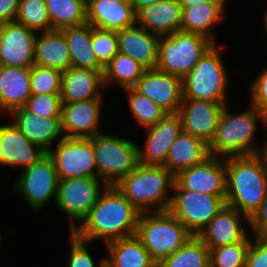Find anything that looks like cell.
<instances>
[{
	"label": "cell",
	"mask_w": 267,
	"mask_h": 267,
	"mask_svg": "<svg viewBox=\"0 0 267 267\" xmlns=\"http://www.w3.org/2000/svg\"><path fill=\"white\" fill-rule=\"evenodd\" d=\"M140 214L115 185H107L73 233L89 245L96 240L106 244L136 235Z\"/></svg>",
	"instance_id": "6da1fadb"
},
{
	"label": "cell",
	"mask_w": 267,
	"mask_h": 267,
	"mask_svg": "<svg viewBox=\"0 0 267 267\" xmlns=\"http://www.w3.org/2000/svg\"><path fill=\"white\" fill-rule=\"evenodd\" d=\"M225 204L248 218L267 197V168L259 154L225 157Z\"/></svg>",
	"instance_id": "7a4b0ae2"
},
{
	"label": "cell",
	"mask_w": 267,
	"mask_h": 267,
	"mask_svg": "<svg viewBox=\"0 0 267 267\" xmlns=\"http://www.w3.org/2000/svg\"><path fill=\"white\" fill-rule=\"evenodd\" d=\"M227 105L222 110L215 136L209 145L210 155L225 158L259 154L261 143L258 145L255 140L260 122L266 129L265 115L251 105L238 114H231Z\"/></svg>",
	"instance_id": "3957f363"
},
{
	"label": "cell",
	"mask_w": 267,
	"mask_h": 267,
	"mask_svg": "<svg viewBox=\"0 0 267 267\" xmlns=\"http://www.w3.org/2000/svg\"><path fill=\"white\" fill-rule=\"evenodd\" d=\"M174 181L164 166L139 164L115 186L140 213H150L168 211Z\"/></svg>",
	"instance_id": "277c9868"
},
{
	"label": "cell",
	"mask_w": 267,
	"mask_h": 267,
	"mask_svg": "<svg viewBox=\"0 0 267 267\" xmlns=\"http://www.w3.org/2000/svg\"><path fill=\"white\" fill-rule=\"evenodd\" d=\"M224 48L226 45H212L193 69L182 78L183 99L228 104L230 78L220 51L225 50Z\"/></svg>",
	"instance_id": "5b68a950"
},
{
	"label": "cell",
	"mask_w": 267,
	"mask_h": 267,
	"mask_svg": "<svg viewBox=\"0 0 267 267\" xmlns=\"http://www.w3.org/2000/svg\"><path fill=\"white\" fill-rule=\"evenodd\" d=\"M136 236L157 265L175 253L193 235L169 211L141 213Z\"/></svg>",
	"instance_id": "8992f818"
},
{
	"label": "cell",
	"mask_w": 267,
	"mask_h": 267,
	"mask_svg": "<svg viewBox=\"0 0 267 267\" xmlns=\"http://www.w3.org/2000/svg\"><path fill=\"white\" fill-rule=\"evenodd\" d=\"M94 157L101 179L116 185L139 166L138 144L124 137L101 133L92 137Z\"/></svg>",
	"instance_id": "52a82bcc"
},
{
	"label": "cell",
	"mask_w": 267,
	"mask_h": 267,
	"mask_svg": "<svg viewBox=\"0 0 267 267\" xmlns=\"http://www.w3.org/2000/svg\"><path fill=\"white\" fill-rule=\"evenodd\" d=\"M214 44L201 34L181 30L160 36L156 69L183 78Z\"/></svg>",
	"instance_id": "ba28073f"
},
{
	"label": "cell",
	"mask_w": 267,
	"mask_h": 267,
	"mask_svg": "<svg viewBox=\"0 0 267 267\" xmlns=\"http://www.w3.org/2000/svg\"><path fill=\"white\" fill-rule=\"evenodd\" d=\"M168 211L197 236L225 205V197L182 189L173 184Z\"/></svg>",
	"instance_id": "9c48e42d"
},
{
	"label": "cell",
	"mask_w": 267,
	"mask_h": 267,
	"mask_svg": "<svg viewBox=\"0 0 267 267\" xmlns=\"http://www.w3.org/2000/svg\"><path fill=\"white\" fill-rule=\"evenodd\" d=\"M106 186L99 178L82 177L59 180L54 205H57V208L59 207V210L68 216L69 232H73L87 217Z\"/></svg>",
	"instance_id": "30bf717a"
},
{
	"label": "cell",
	"mask_w": 267,
	"mask_h": 267,
	"mask_svg": "<svg viewBox=\"0 0 267 267\" xmlns=\"http://www.w3.org/2000/svg\"><path fill=\"white\" fill-rule=\"evenodd\" d=\"M21 172L19 179L12 184V190L21 194L34 212L42 210L51 200L55 203L59 178L47 153Z\"/></svg>",
	"instance_id": "8fae6325"
},
{
	"label": "cell",
	"mask_w": 267,
	"mask_h": 267,
	"mask_svg": "<svg viewBox=\"0 0 267 267\" xmlns=\"http://www.w3.org/2000/svg\"><path fill=\"white\" fill-rule=\"evenodd\" d=\"M57 145V146H56ZM47 154L54 162L59 180L99 178L91 138L63 137Z\"/></svg>",
	"instance_id": "7c38bea8"
},
{
	"label": "cell",
	"mask_w": 267,
	"mask_h": 267,
	"mask_svg": "<svg viewBox=\"0 0 267 267\" xmlns=\"http://www.w3.org/2000/svg\"><path fill=\"white\" fill-rule=\"evenodd\" d=\"M37 32L16 21L0 24L2 66L27 67L35 64Z\"/></svg>",
	"instance_id": "4fadbf2b"
},
{
	"label": "cell",
	"mask_w": 267,
	"mask_h": 267,
	"mask_svg": "<svg viewBox=\"0 0 267 267\" xmlns=\"http://www.w3.org/2000/svg\"><path fill=\"white\" fill-rule=\"evenodd\" d=\"M175 182L185 190L226 197L225 158L210 156L203 163L179 172Z\"/></svg>",
	"instance_id": "5bb4252c"
},
{
	"label": "cell",
	"mask_w": 267,
	"mask_h": 267,
	"mask_svg": "<svg viewBox=\"0 0 267 267\" xmlns=\"http://www.w3.org/2000/svg\"><path fill=\"white\" fill-rule=\"evenodd\" d=\"M145 129L144 147L138 145L139 163L163 166L171 144L183 131L181 116L178 112L167 113L158 123Z\"/></svg>",
	"instance_id": "9a60e30c"
},
{
	"label": "cell",
	"mask_w": 267,
	"mask_h": 267,
	"mask_svg": "<svg viewBox=\"0 0 267 267\" xmlns=\"http://www.w3.org/2000/svg\"><path fill=\"white\" fill-rule=\"evenodd\" d=\"M103 97L62 103L61 129L66 138H91L101 134L100 120Z\"/></svg>",
	"instance_id": "2e32d148"
},
{
	"label": "cell",
	"mask_w": 267,
	"mask_h": 267,
	"mask_svg": "<svg viewBox=\"0 0 267 267\" xmlns=\"http://www.w3.org/2000/svg\"><path fill=\"white\" fill-rule=\"evenodd\" d=\"M133 88L167 113L179 111L183 100L182 78L157 69H147Z\"/></svg>",
	"instance_id": "e0dca14e"
},
{
	"label": "cell",
	"mask_w": 267,
	"mask_h": 267,
	"mask_svg": "<svg viewBox=\"0 0 267 267\" xmlns=\"http://www.w3.org/2000/svg\"><path fill=\"white\" fill-rule=\"evenodd\" d=\"M225 105L213 101L183 99L178 111L183 131L210 145Z\"/></svg>",
	"instance_id": "ac0fdd59"
},
{
	"label": "cell",
	"mask_w": 267,
	"mask_h": 267,
	"mask_svg": "<svg viewBox=\"0 0 267 267\" xmlns=\"http://www.w3.org/2000/svg\"><path fill=\"white\" fill-rule=\"evenodd\" d=\"M47 152L28 140L11 121L0 125V165L21 170L34 165Z\"/></svg>",
	"instance_id": "d6986e66"
},
{
	"label": "cell",
	"mask_w": 267,
	"mask_h": 267,
	"mask_svg": "<svg viewBox=\"0 0 267 267\" xmlns=\"http://www.w3.org/2000/svg\"><path fill=\"white\" fill-rule=\"evenodd\" d=\"M242 221L249 223V218L225 204L197 236L209 249L240 242L249 233Z\"/></svg>",
	"instance_id": "ffe728a7"
},
{
	"label": "cell",
	"mask_w": 267,
	"mask_h": 267,
	"mask_svg": "<svg viewBox=\"0 0 267 267\" xmlns=\"http://www.w3.org/2000/svg\"><path fill=\"white\" fill-rule=\"evenodd\" d=\"M9 116L28 140L46 152L53 149V144L64 137L61 129V117H40L24 106L13 110Z\"/></svg>",
	"instance_id": "44dd1931"
},
{
	"label": "cell",
	"mask_w": 267,
	"mask_h": 267,
	"mask_svg": "<svg viewBox=\"0 0 267 267\" xmlns=\"http://www.w3.org/2000/svg\"><path fill=\"white\" fill-rule=\"evenodd\" d=\"M117 36L119 53L129 56L146 70L156 69L160 36L137 24L117 31Z\"/></svg>",
	"instance_id": "7402d4cb"
},
{
	"label": "cell",
	"mask_w": 267,
	"mask_h": 267,
	"mask_svg": "<svg viewBox=\"0 0 267 267\" xmlns=\"http://www.w3.org/2000/svg\"><path fill=\"white\" fill-rule=\"evenodd\" d=\"M87 23L91 26L119 31L136 25V12L131 3L111 0H86Z\"/></svg>",
	"instance_id": "603a6c76"
},
{
	"label": "cell",
	"mask_w": 267,
	"mask_h": 267,
	"mask_svg": "<svg viewBox=\"0 0 267 267\" xmlns=\"http://www.w3.org/2000/svg\"><path fill=\"white\" fill-rule=\"evenodd\" d=\"M182 5L178 0H160L136 13V24L158 36L180 31Z\"/></svg>",
	"instance_id": "cb8c5ba5"
},
{
	"label": "cell",
	"mask_w": 267,
	"mask_h": 267,
	"mask_svg": "<svg viewBox=\"0 0 267 267\" xmlns=\"http://www.w3.org/2000/svg\"><path fill=\"white\" fill-rule=\"evenodd\" d=\"M103 70L70 67L62 72V103L79 102L103 97L100 89H105Z\"/></svg>",
	"instance_id": "d4e9b609"
},
{
	"label": "cell",
	"mask_w": 267,
	"mask_h": 267,
	"mask_svg": "<svg viewBox=\"0 0 267 267\" xmlns=\"http://www.w3.org/2000/svg\"><path fill=\"white\" fill-rule=\"evenodd\" d=\"M31 68L2 66L0 69V111L10 114L23 107L31 96Z\"/></svg>",
	"instance_id": "484cf974"
},
{
	"label": "cell",
	"mask_w": 267,
	"mask_h": 267,
	"mask_svg": "<svg viewBox=\"0 0 267 267\" xmlns=\"http://www.w3.org/2000/svg\"><path fill=\"white\" fill-rule=\"evenodd\" d=\"M210 156L207 143L182 131L171 144L163 166L176 176L183 170L203 163Z\"/></svg>",
	"instance_id": "4316f807"
},
{
	"label": "cell",
	"mask_w": 267,
	"mask_h": 267,
	"mask_svg": "<svg viewBox=\"0 0 267 267\" xmlns=\"http://www.w3.org/2000/svg\"><path fill=\"white\" fill-rule=\"evenodd\" d=\"M226 2H207L192 7H182L181 31L198 33L217 43L214 27L225 17Z\"/></svg>",
	"instance_id": "83f0119b"
},
{
	"label": "cell",
	"mask_w": 267,
	"mask_h": 267,
	"mask_svg": "<svg viewBox=\"0 0 267 267\" xmlns=\"http://www.w3.org/2000/svg\"><path fill=\"white\" fill-rule=\"evenodd\" d=\"M35 64L62 72L71 67L67 40L61 30L37 32Z\"/></svg>",
	"instance_id": "f1b7e54d"
},
{
	"label": "cell",
	"mask_w": 267,
	"mask_h": 267,
	"mask_svg": "<svg viewBox=\"0 0 267 267\" xmlns=\"http://www.w3.org/2000/svg\"><path fill=\"white\" fill-rule=\"evenodd\" d=\"M107 267H157L148 250L136 236L116 239L106 243Z\"/></svg>",
	"instance_id": "f546056e"
},
{
	"label": "cell",
	"mask_w": 267,
	"mask_h": 267,
	"mask_svg": "<svg viewBox=\"0 0 267 267\" xmlns=\"http://www.w3.org/2000/svg\"><path fill=\"white\" fill-rule=\"evenodd\" d=\"M64 34L71 57L72 68L103 70L97 61L91 44V25L85 23L79 26L61 29Z\"/></svg>",
	"instance_id": "4dcf8cb0"
},
{
	"label": "cell",
	"mask_w": 267,
	"mask_h": 267,
	"mask_svg": "<svg viewBox=\"0 0 267 267\" xmlns=\"http://www.w3.org/2000/svg\"><path fill=\"white\" fill-rule=\"evenodd\" d=\"M145 70L138 62L118 52L103 68L105 88L112 84L121 89L133 88Z\"/></svg>",
	"instance_id": "1f68e13d"
},
{
	"label": "cell",
	"mask_w": 267,
	"mask_h": 267,
	"mask_svg": "<svg viewBox=\"0 0 267 267\" xmlns=\"http://www.w3.org/2000/svg\"><path fill=\"white\" fill-rule=\"evenodd\" d=\"M51 30L87 23L86 0H45Z\"/></svg>",
	"instance_id": "d6a6232c"
},
{
	"label": "cell",
	"mask_w": 267,
	"mask_h": 267,
	"mask_svg": "<svg viewBox=\"0 0 267 267\" xmlns=\"http://www.w3.org/2000/svg\"><path fill=\"white\" fill-rule=\"evenodd\" d=\"M157 267H210L209 248L198 236H192L175 253L163 259Z\"/></svg>",
	"instance_id": "836d02e7"
},
{
	"label": "cell",
	"mask_w": 267,
	"mask_h": 267,
	"mask_svg": "<svg viewBox=\"0 0 267 267\" xmlns=\"http://www.w3.org/2000/svg\"><path fill=\"white\" fill-rule=\"evenodd\" d=\"M122 90L127 94L128 106L133 118L143 128L155 125L167 114L164 109L146 96L141 95L134 88H125Z\"/></svg>",
	"instance_id": "e575fe53"
},
{
	"label": "cell",
	"mask_w": 267,
	"mask_h": 267,
	"mask_svg": "<svg viewBox=\"0 0 267 267\" xmlns=\"http://www.w3.org/2000/svg\"><path fill=\"white\" fill-rule=\"evenodd\" d=\"M15 21L36 32L51 30L45 0H20Z\"/></svg>",
	"instance_id": "d590c367"
},
{
	"label": "cell",
	"mask_w": 267,
	"mask_h": 267,
	"mask_svg": "<svg viewBox=\"0 0 267 267\" xmlns=\"http://www.w3.org/2000/svg\"><path fill=\"white\" fill-rule=\"evenodd\" d=\"M248 235L243 241L209 249L210 267H246L250 244Z\"/></svg>",
	"instance_id": "8d00e7d4"
},
{
	"label": "cell",
	"mask_w": 267,
	"mask_h": 267,
	"mask_svg": "<svg viewBox=\"0 0 267 267\" xmlns=\"http://www.w3.org/2000/svg\"><path fill=\"white\" fill-rule=\"evenodd\" d=\"M62 71L34 64L31 67L30 85L32 94L61 95Z\"/></svg>",
	"instance_id": "74e56055"
},
{
	"label": "cell",
	"mask_w": 267,
	"mask_h": 267,
	"mask_svg": "<svg viewBox=\"0 0 267 267\" xmlns=\"http://www.w3.org/2000/svg\"><path fill=\"white\" fill-rule=\"evenodd\" d=\"M91 44L97 61L104 67L118 53L117 31L91 26Z\"/></svg>",
	"instance_id": "f35d334b"
},
{
	"label": "cell",
	"mask_w": 267,
	"mask_h": 267,
	"mask_svg": "<svg viewBox=\"0 0 267 267\" xmlns=\"http://www.w3.org/2000/svg\"><path fill=\"white\" fill-rule=\"evenodd\" d=\"M24 107L40 117H61L62 100L60 95L31 94Z\"/></svg>",
	"instance_id": "ab89813d"
},
{
	"label": "cell",
	"mask_w": 267,
	"mask_h": 267,
	"mask_svg": "<svg viewBox=\"0 0 267 267\" xmlns=\"http://www.w3.org/2000/svg\"><path fill=\"white\" fill-rule=\"evenodd\" d=\"M71 240V250L67 258V267H105L106 259L102 257L96 265L93 257L90 255L87 248V241L80 239L73 232H69Z\"/></svg>",
	"instance_id": "60d3db41"
},
{
	"label": "cell",
	"mask_w": 267,
	"mask_h": 267,
	"mask_svg": "<svg viewBox=\"0 0 267 267\" xmlns=\"http://www.w3.org/2000/svg\"><path fill=\"white\" fill-rule=\"evenodd\" d=\"M250 104L264 115L267 114V67L251 81L249 86Z\"/></svg>",
	"instance_id": "b9f144b4"
},
{
	"label": "cell",
	"mask_w": 267,
	"mask_h": 267,
	"mask_svg": "<svg viewBox=\"0 0 267 267\" xmlns=\"http://www.w3.org/2000/svg\"><path fill=\"white\" fill-rule=\"evenodd\" d=\"M246 256V267H267V237H254Z\"/></svg>",
	"instance_id": "7bdbcfd3"
},
{
	"label": "cell",
	"mask_w": 267,
	"mask_h": 267,
	"mask_svg": "<svg viewBox=\"0 0 267 267\" xmlns=\"http://www.w3.org/2000/svg\"><path fill=\"white\" fill-rule=\"evenodd\" d=\"M249 228L254 237H267V197L249 218ZM253 230V231H252Z\"/></svg>",
	"instance_id": "ee69618b"
},
{
	"label": "cell",
	"mask_w": 267,
	"mask_h": 267,
	"mask_svg": "<svg viewBox=\"0 0 267 267\" xmlns=\"http://www.w3.org/2000/svg\"><path fill=\"white\" fill-rule=\"evenodd\" d=\"M20 0H0V24L17 18Z\"/></svg>",
	"instance_id": "f6af8a7d"
},
{
	"label": "cell",
	"mask_w": 267,
	"mask_h": 267,
	"mask_svg": "<svg viewBox=\"0 0 267 267\" xmlns=\"http://www.w3.org/2000/svg\"><path fill=\"white\" fill-rule=\"evenodd\" d=\"M182 7H192L207 2H227L228 0H178Z\"/></svg>",
	"instance_id": "bcb514c9"
},
{
	"label": "cell",
	"mask_w": 267,
	"mask_h": 267,
	"mask_svg": "<svg viewBox=\"0 0 267 267\" xmlns=\"http://www.w3.org/2000/svg\"><path fill=\"white\" fill-rule=\"evenodd\" d=\"M157 1L160 0H132L131 4L133 5L135 12L137 13L143 7L149 6L153 3H156Z\"/></svg>",
	"instance_id": "7dc6e473"
},
{
	"label": "cell",
	"mask_w": 267,
	"mask_h": 267,
	"mask_svg": "<svg viewBox=\"0 0 267 267\" xmlns=\"http://www.w3.org/2000/svg\"><path fill=\"white\" fill-rule=\"evenodd\" d=\"M267 134V133H266ZM266 140L264 141V143L261 145V149L259 152L260 157L262 158L264 165L267 168V136H265Z\"/></svg>",
	"instance_id": "c3c4849f"
},
{
	"label": "cell",
	"mask_w": 267,
	"mask_h": 267,
	"mask_svg": "<svg viewBox=\"0 0 267 267\" xmlns=\"http://www.w3.org/2000/svg\"><path fill=\"white\" fill-rule=\"evenodd\" d=\"M265 15H264V22H263V24H264V29H265V32H266V34H267V9L265 10V13H264Z\"/></svg>",
	"instance_id": "681fc988"
},
{
	"label": "cell",
	"mask_w": 267,
	"mask_h": 267,
	"mask_svg": "<svg viewBox=\"0 0 267 267\" xmlns=\"http://www.w3.org/2000/svg\"><path fill=\"white\" fill-rule=\"evenodd\" d=\"M118 3H131L132 0H111Z\"/></svg>",
	"instance_id": "f907efd6"
},
{
	"label": "cell",
	"mask_w": 267,
	"mask_h": 267,
	"mask_svg": "<svg viewBox=\"0 0 267 267\" xmlns=\"http://www.w3.org/2000/svg\"><path fill=\"white\" fill-rule=\"evenodd\" d=\"M265 119H266V122H265V124H266V129H265V130H267V114L265 115Z\"/></svg>",
	"instance_id": "816d5d0a"
}]
</instances>
